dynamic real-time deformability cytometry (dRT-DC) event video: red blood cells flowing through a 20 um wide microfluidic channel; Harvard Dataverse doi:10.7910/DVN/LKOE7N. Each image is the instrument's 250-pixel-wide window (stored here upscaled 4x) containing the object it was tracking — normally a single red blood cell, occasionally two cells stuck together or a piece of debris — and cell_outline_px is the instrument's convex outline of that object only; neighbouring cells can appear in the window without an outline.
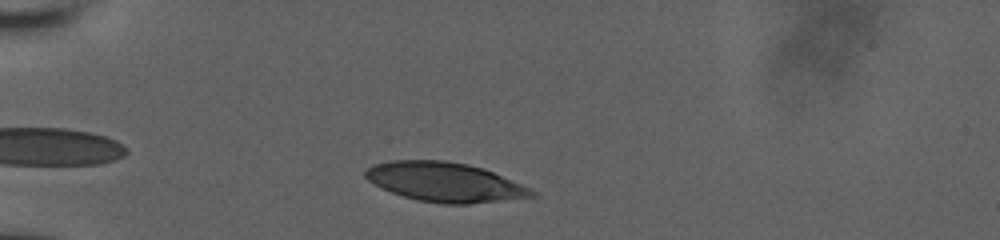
{"species": "human", "species_latin": "Homo sapiens", "temperature_condition": "room temperature", "stored_images_in_passage": 4, "camera_frame_rate_fps": 3000, "um_per_image_px": 0.085, "donor": {"sex": "male"}, "frame": {"image": 1, "passage_image": 3, "time_ms": 1.333, "image_size_px": [1000, 240], "cell_outline_px": [[540, 196], [468, 204], [444, 204], [416, 200], [392, 192], [368, 180], [364, 176], [364, 172], [372, 164], [392, 160], [444, 160], [468, 164], [484, 168], [520, 184], [536, 192]], "centroid_in_image_um": [37.81, 15.47], "position_along_channel_um": 47.2, "area_um2": 38.03}}